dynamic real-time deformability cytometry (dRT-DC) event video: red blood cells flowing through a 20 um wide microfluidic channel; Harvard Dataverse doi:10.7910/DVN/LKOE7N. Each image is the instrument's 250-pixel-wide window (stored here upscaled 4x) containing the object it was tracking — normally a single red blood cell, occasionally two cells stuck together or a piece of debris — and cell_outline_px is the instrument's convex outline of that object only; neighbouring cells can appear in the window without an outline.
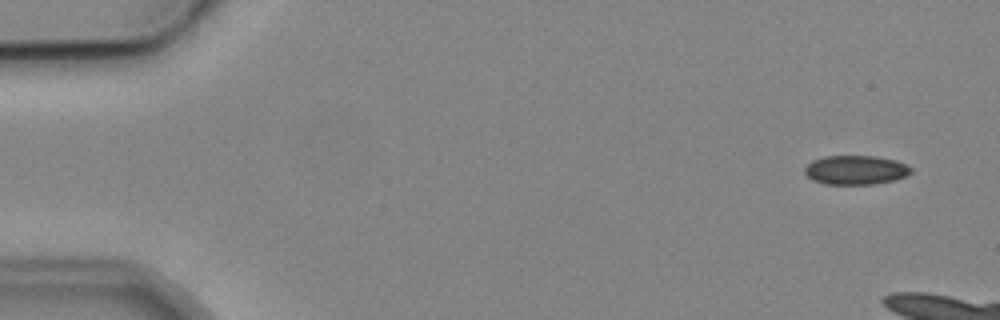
{"species": "common noctule bat (a hibernating species)", "species_latin": "Nyctalus noctula", "temperature_condition": "cold", "stored_images_in_passage": 6, "camera_frame_rate_fps": 3000, "um_per_image_px": 0.085, "animal": {"sex": "male", "body_mass_g": 19.2, "forearm_length_mm": 51.8}, "frame": {"image": 1, "passage_image": 1, "time_ms": 0.0, "image_size_px": [1000, 320], "cell_outline_px": [[912, 172], [908, 176], [896, 180], [872, 184], [824, 184], [812, 180], [804, 172], [804, 168], [812, 160], [824, 156], [876, 156], [896, 160], [912, 168]], "centroid_in_image_um": [72.74, 14.45], "position_along_channel_um": 12.3, "area_um2": 18.21}}